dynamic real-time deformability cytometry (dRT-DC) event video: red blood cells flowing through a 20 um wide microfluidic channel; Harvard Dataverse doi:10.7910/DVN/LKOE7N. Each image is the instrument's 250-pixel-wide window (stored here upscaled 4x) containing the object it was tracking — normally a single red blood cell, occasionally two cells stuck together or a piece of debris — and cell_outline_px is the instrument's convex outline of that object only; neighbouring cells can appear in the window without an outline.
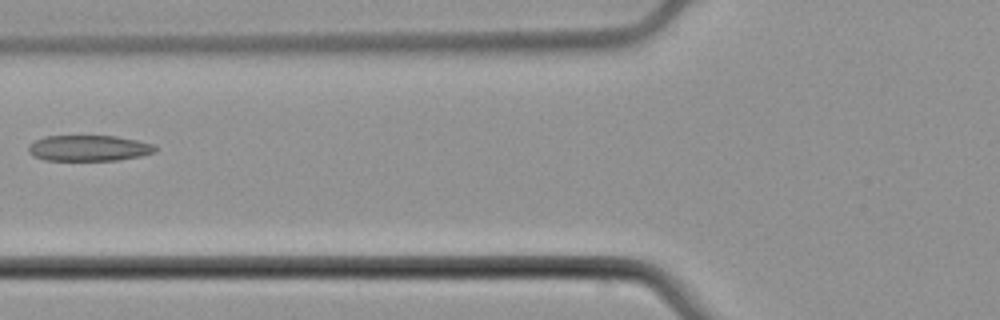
{"species": "common noctule bat (a hibernating species)", "species_latin": "Nyctalus noctula", "temperature_condition": "cold", "stored_images_in_passage": 6, "camera_frame_rate_fps": 3000, "um_per_image_px": 0.085, "animal": {"sex": "male", "body_mass_g": 21.5, "forearm_length_mm": 52.0}, "frame": {"image": 1, "passage_image": 5, "time_ms": 5.0, "image_size_px": [1000, 320], "cell_outline_px": [[156, 152], [140, 156], [116, 160], [44, 160], [28, 152], [28, 144], [44, 136], [116, 136], [156, 144]], "centroid_in_image_um": [7.56, 12.58], "position_along_channel_um": 118.2, "area_um2": 19.07}}
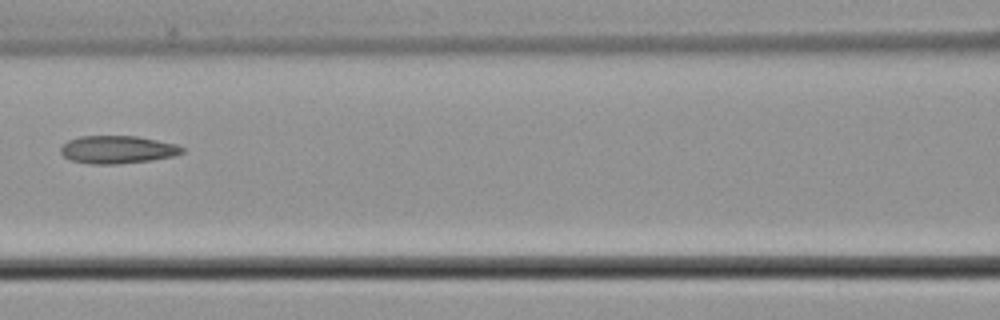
{"frame": {"image": 2, "passage_image": 6, "time_ms": 6.0, "image_size_px": [1000, 320], "cell_outline_px": [[184, 152], [172, 156], [152, 160], [116, 164], [88, 164], [68, 160], [60, 152], [60, 148], [68, 140], [80, 136], [136, 136], [176, 144], [184, 148]], "centroid_in_image_um": [9.95, 12.72], "position_along_channel_um": 156.7, "area_um2": 19.71}}